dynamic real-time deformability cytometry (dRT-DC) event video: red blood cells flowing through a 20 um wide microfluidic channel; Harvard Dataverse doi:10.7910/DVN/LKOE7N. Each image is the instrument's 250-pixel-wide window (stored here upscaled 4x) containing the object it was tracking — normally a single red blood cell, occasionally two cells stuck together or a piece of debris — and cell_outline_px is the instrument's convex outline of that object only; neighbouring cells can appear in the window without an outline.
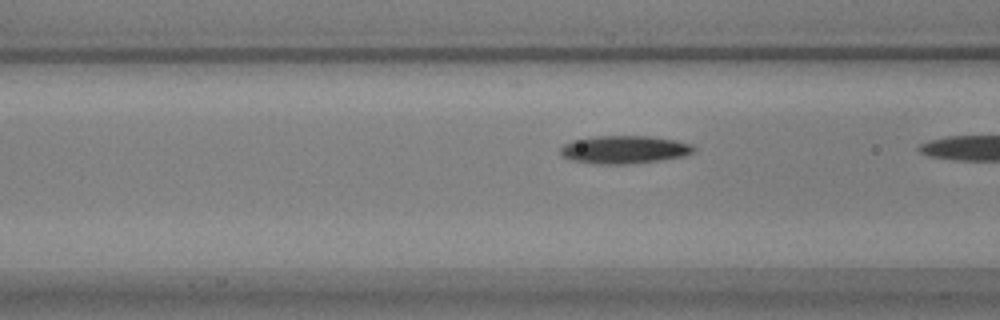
{"species": "common noctule bat (a hibernating species)", "species_latin": "Nyctalus noctula", "temperature_condition": "warm", "stored_images_in_passage": 18, "camera_frame_rate_fps": 3000, "um_per_image_px": 0.085, "animal": {"sex": "male", "body_mass_g": 17.9, "forearm_length_mm": 54.2}, "frame": {"image": 1, "passage_image": 17, "time_ms": 5.333, "image_size_px": [1000, 320], "cell_outline_px": [[696, 152], [684, 156], [660, 160], [628, 164], [596, 164], [568, 160], [560, 156], [560, 148], [564, 144], [572, 140], [596, 136], [648, 136], [676, 140], [692, 144], [696, 148]], "centroid_in_image_um": [53.05, 12.72], "position_along_channel_um": 113.6, "area_um2": 22.02}}